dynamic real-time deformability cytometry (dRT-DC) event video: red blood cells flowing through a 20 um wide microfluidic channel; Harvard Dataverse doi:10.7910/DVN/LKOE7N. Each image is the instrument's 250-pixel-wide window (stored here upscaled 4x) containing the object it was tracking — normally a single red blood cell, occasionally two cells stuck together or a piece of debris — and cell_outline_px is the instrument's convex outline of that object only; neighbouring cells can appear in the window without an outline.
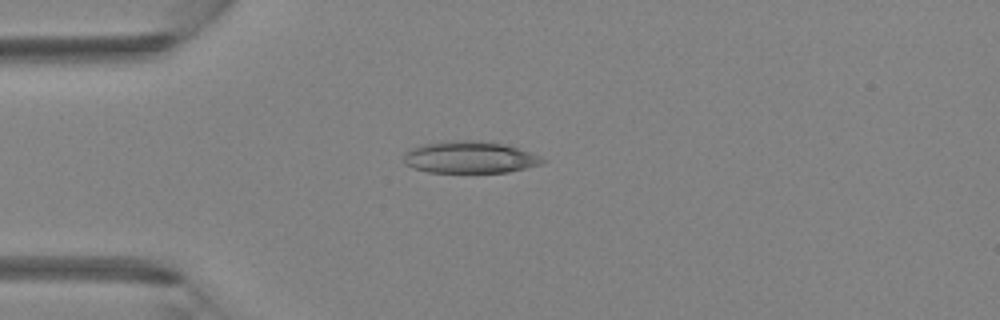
{"species": "Egyptian fruit bat (a non-hibernating species)", "species_latin": "Rousettus aegyptiacus", "temperature_condition": "room temperature", "stored_images_in_passage": 4, "camera_frame_rate_fps": 3000, "um_per_image_px": 0.085, "animal": {"sex": "female"}, "frame": {"image": 1, "passage_image": 3, "time_ms": 0.667, "image_size_px": [1000, 320], "cell_outline_px": [[548, 160], [544, 164], [508, 172], [428, 172], [412, 168], [404, 164], [404, 152], [412, 148], [424, 144], [452, 140], [472, 140], [504, 144], [540, 156]], "centroid_in_image_um": [39.93, 13.38], "position_along_channel_um": 45.1, "area_um2": 25.78}}